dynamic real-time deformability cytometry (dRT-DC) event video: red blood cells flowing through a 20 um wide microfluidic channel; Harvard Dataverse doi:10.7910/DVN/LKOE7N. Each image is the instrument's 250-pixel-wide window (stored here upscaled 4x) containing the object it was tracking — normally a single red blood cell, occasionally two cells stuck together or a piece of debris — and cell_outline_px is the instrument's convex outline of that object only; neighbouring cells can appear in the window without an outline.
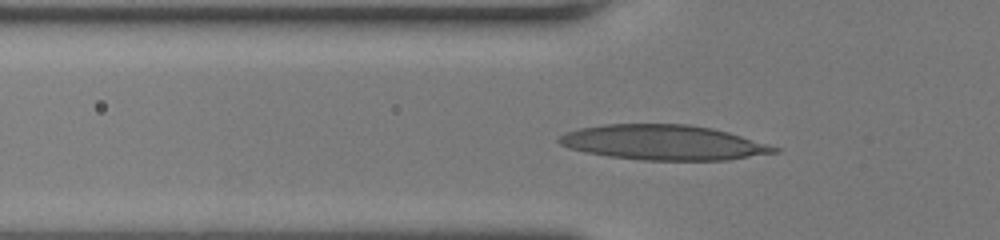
{"species": "human", "species_latin": "Homo sapiens", "temperature_condition": "room temperature", "stored_images_in_passage": 32, "camera_frame_rate_fps": 3000, "um_per_image_px": 0.085, "donor": {"sex": "female"}, "frame": {"image": 1, "passage_image": 4, "time_ms": 1.0, "image_size_px": [1000, 240], "cell_outline_px": [[780, 152], [728, 160], [644, 160], [608, 156], [584, 152], [568, 148], [560, 144], [556, 140], [564, 132], [580, 128], [604, 124], [688, 124], [712, 128], [728, 132], [780, 148]], "centroid_in_image_um": [56.36, 12.11], "position_along_channel_um": 69.4, "area_um2": 43.93}}
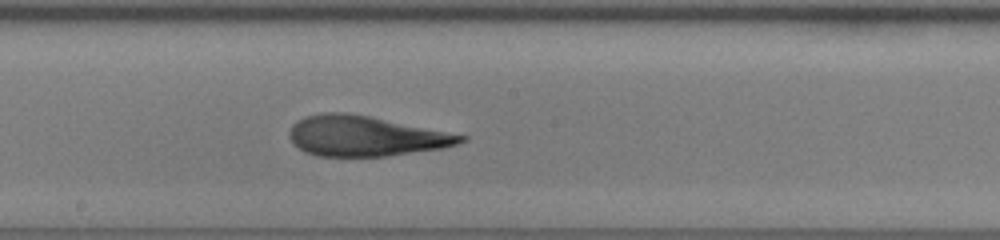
{"frame": {"image": 2, "passage_image": 15, "time_ms": 4.667, "image_size_px": [1000, 240], "cell_outline_px": [[468, 140], [456, 144], [440, 148], [388, 156], [316, 156], [304, 152], [288, 136], [288, 132], [292, 124], [296, 120], [304, 116], [324, 112], [348, 112], [468, 136]], "centroid_in_image_um": [31.0, 11.56], "position_along_channel_um": 217.2, "area_um2": 40.0}}
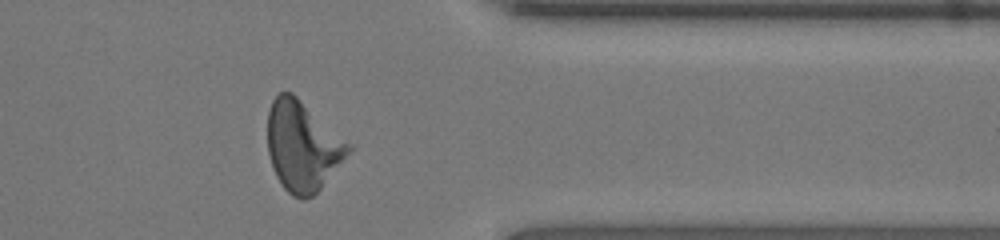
{"frame": {"image": 3, "passage_image": 28, "time_ms": 9.0, "image_size_px": [1000, 240], "cell_outline_px": [[352, 148], [320, 188], [312, 196], [304, 200], [300, 200], [292, 196], [284, 188], [276, 176], [272, 168], [268, 152], [268, 112], [272, 100], [280, 92], [292, 92], [352, 144]], "centroid_in_image_um": [25.7, 12.41], "position_along_channel_um": 385.7, "area_um2": 42.08}, "authors_computed_cell_mechanics": {"area_um2": 40.3155, "velocity_mm_per_s": 4.0997, "shape_relaxation_time_tau1_ms": 8.8743, "shape_relaxation_time_tau2_ms": 1.7662, "deformation_change_tau1": 0.295, "deformation_change_tau2": 0.1118}}